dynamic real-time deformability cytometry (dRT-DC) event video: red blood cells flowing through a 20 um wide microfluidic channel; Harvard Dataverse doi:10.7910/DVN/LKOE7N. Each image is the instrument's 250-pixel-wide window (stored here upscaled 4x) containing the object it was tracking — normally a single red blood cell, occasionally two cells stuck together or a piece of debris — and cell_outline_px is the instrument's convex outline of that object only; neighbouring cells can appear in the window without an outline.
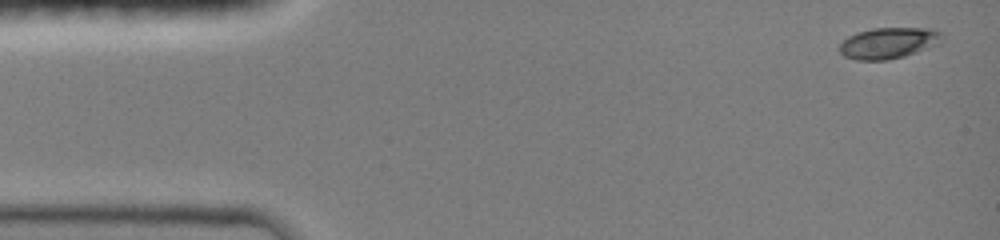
{"species": "common noctule bat (a hibernating species)", "species_latin": "Nyctalus noctula", "temperature_condition": "room temperature", "stored_images_in_passage": 9, "camera_frame_rate_fps": 3000, "um_per_image_px": 0.085, "animal": {"sex": "female", "body_mass_g": 19.0, "forearm_length_mm": 51.5}, "frame": {"image": 1, "passage_image": 1, "time_ms": 0.0, "image_size_px": [1000, 240], "cell_outline_px": [[944, 40], [940, 44], [904, 56], [888, 60], [856, 60], [844, 56], [840, 52], [840, 44], [848, 36], [856, 32], [872, 28], [932, 28], [944, 32]], "centroid_in_image_um": [75.59, 3.64], "position_along_channel_um": 9.4, "area_um2": 18.9}}
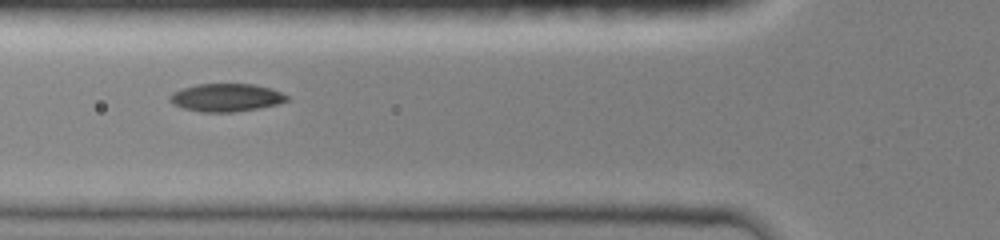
{"frame": {"image": 2, "passage_image": 6, "time_ms": 5.0, "image_size_px": [1000, 240], "cell_outline_px": [[288, 100], [276, 104], [260, 108], [232, 112], [200, 112], [184, 108], [172, 104], [168, 100], [168, 96], [172, 92], [196, 84], [252, 84], [272, 88], [288, 96]], "centroid_in_image_um": [19.19, 8.29], "position_along_channel_um": 106.6, "area_um2": 19.07}}
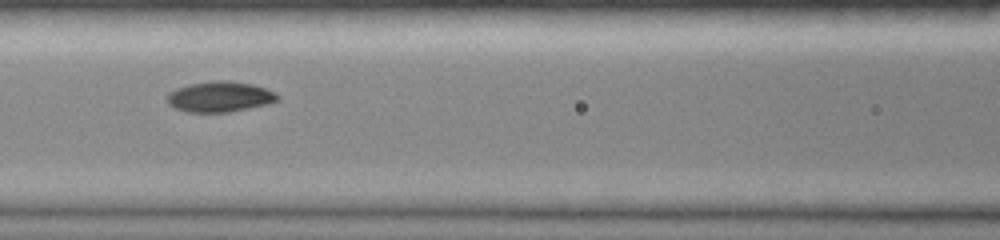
{"frame": {"image": 3, "passage_image": 7, "time_ms": 6.0, "image_size_px": [1000, 240], "cell_outline_px": [[280, 100], [268, 104], [228, 112], [188, 112], [176, 108], [168, 104], [164, 100], [168, 92], [176, 88], [188, 84], [212, 80], [228, 80], [252, 84], [276, 92], [280, 96]], "centroid_in_image_um": [18.66, 8.21], "position_along_channel_um": 147.9, "area_um2": 19.94}}